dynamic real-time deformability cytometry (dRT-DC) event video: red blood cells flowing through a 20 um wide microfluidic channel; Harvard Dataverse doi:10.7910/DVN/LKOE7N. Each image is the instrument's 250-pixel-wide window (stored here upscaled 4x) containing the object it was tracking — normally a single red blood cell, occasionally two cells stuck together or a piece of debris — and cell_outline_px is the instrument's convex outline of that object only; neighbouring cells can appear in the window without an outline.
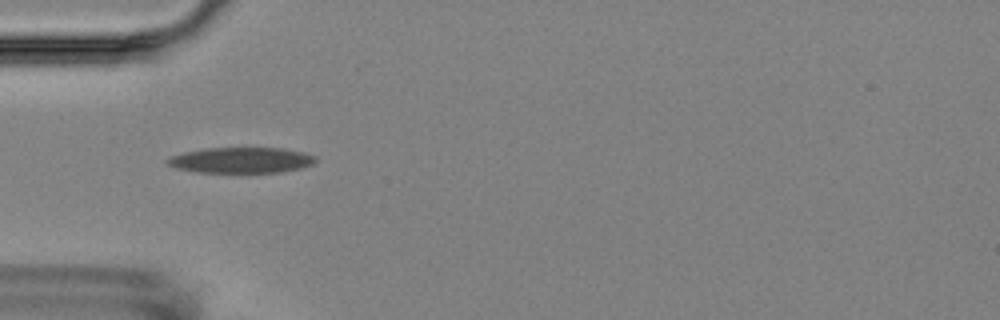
{"species": "Egyptian fruit bat (a non-hibernating species)", "species_latin": "Rousettus aegyptiacus", "temperature_condition": "room temperature", "stored_images_in_passage": 5, "camera_frame_rate_fps": 3000, "um_per_image_px": 0.085, "animal": {"sex": "female"}, "frame": {"image": 1, "passage_image": 4, "time_ms": 4.667, "image_size_px": [1000, 320], "cell_outline_px": [[316, 160], [312, 164], [300, 168], [280, 172], [248, 176], [196, 172], [176, 168], [164, 164], [164, 160], [172, 156], [184, 152], [208, 148], [284, 148], [304, 152], [316, 156]], "centroid_in_image_um": [20.48, 13.67], "position_along_channel_um": 64.5, "area_um2": 23.41}}